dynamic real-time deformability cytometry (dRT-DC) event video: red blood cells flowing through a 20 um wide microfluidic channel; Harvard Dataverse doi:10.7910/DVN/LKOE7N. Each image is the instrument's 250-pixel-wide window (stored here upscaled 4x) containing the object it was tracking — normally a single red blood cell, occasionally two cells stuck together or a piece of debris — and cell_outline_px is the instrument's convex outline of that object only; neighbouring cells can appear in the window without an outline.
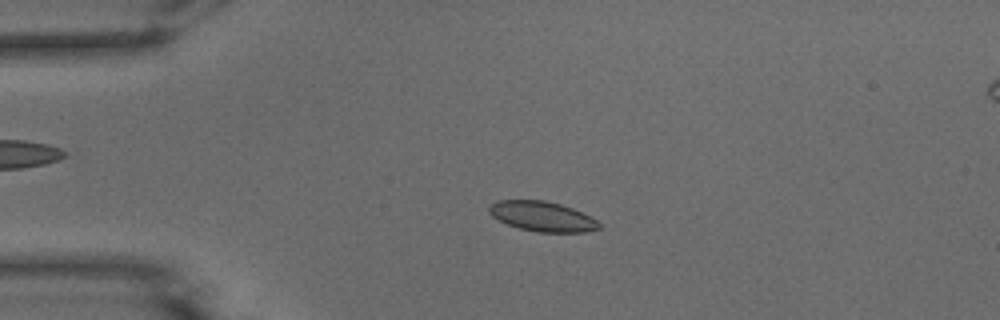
{"species": "common noctule bat (a hibernating species)", "species_latin": "Nyctalus noctula", "temperature_condition": "warm", "stored_images_in_passage": 42, "camera_frame_rate_fps": 3000, "um_per_image_px": 0.085, "animal": {"sex": "male", "body_mass_g": 15.6}, "frame": {"image": 1, "passage_image": 2, "time_ms": 0.333, "image_size_px": [1000, 320], "cell_outline_px": [[600, 228], [584, 232], [536, 232], [520, 228], [508, 224], [492, 216], [488, 212], [488, 208], [492, 204], [500, 200], [544, 200], [560, 204], [572, 208], [596, 220], [600, 224]], "centroid_in_image_um": [46.08, 18.39], "position_along_channel_um": 38.9, "area_um2": 18.9}}
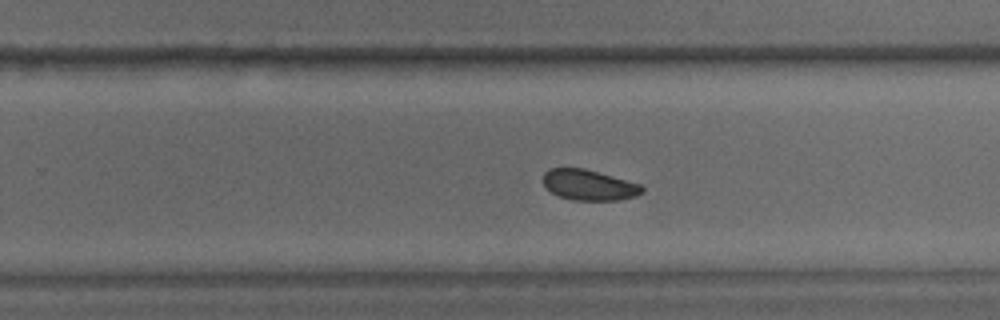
{"frame": {"image": 2, "passage_image": 23, "time_ms": 7.333, "image_size_px": [1000, 320], "cell_outline_px": [[644, 192], [636, 196], [620, 200], [572, 200], [560, 196], [552, 192], [544, 184], [544, 172], [548, 168], [584, 168], [640, 184], [644, 188]], "centroid_in_image_um": [50.08, 15.72], "position_along_channel_um": 279.7, "area_um2": 17.51}}
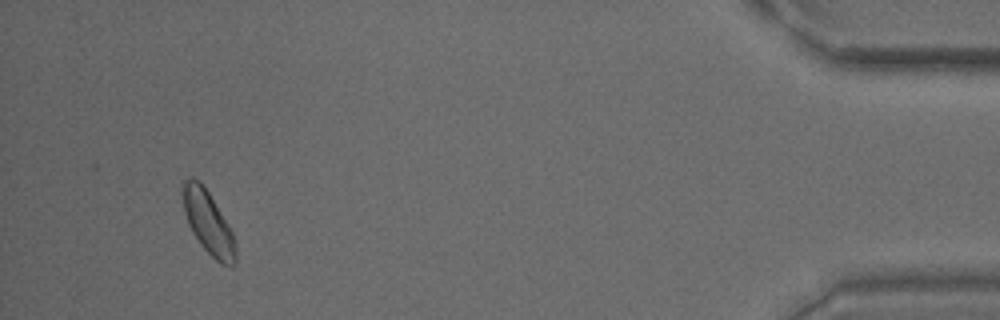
{"frame": {"image": 3, "passage_image": 39, "time_ms": 12.667, "image_size_px": [1000, 320], "cell_outline_px": [[236, 264], [232, 268], [220, 264], [200, 244], [192, 232], [188, 224], [184, 212], [180, 192], [180, 180], [192, 176], [200, 180], [208, 192], [228, 224], [236, 240]], "centroid_in_image_um": [17.66, 18.88], "position_along_channel_um": 417.5, "area_um2": 20.0}, "authors_computed_cell_mechanics": {"area_um2": 18.785, "velocity_mm_per_s": 3.8846, "shape_relaxation_time_tau1_ms": 2.4042, "shape_relaxation_time_tau2_ms": null, "deformation_change_tau1": 0.062, "deformation_change_tau2": null}}